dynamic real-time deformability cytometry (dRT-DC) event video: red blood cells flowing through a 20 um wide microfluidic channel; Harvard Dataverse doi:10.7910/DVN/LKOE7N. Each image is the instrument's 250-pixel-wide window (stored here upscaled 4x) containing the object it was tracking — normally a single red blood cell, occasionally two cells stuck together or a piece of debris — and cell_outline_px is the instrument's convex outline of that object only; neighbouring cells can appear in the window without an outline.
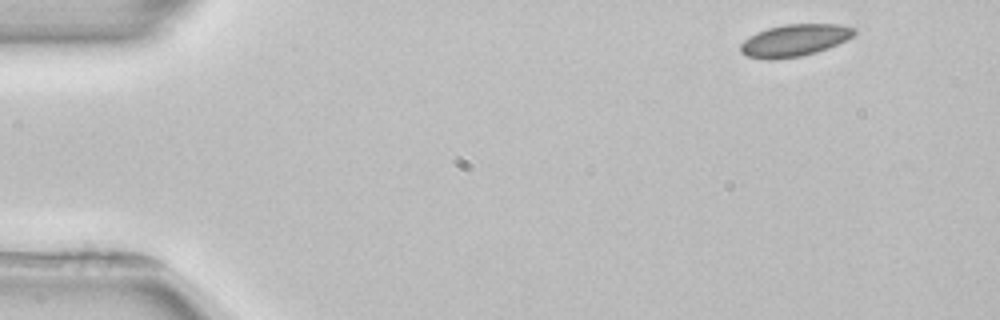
{"species": "common noctule bat (a hibernating species)", "species_latin": "Nyctalus noctula", "temperature_condition": "room temperature", "stored_images_in_passage": 4, "segment_of_instrument_passage": [1, 2], "camera_frame_rate_fps": 3000, "um_per_image_px": 0.085, "animal": {"sex": "female", "body_mass_g": 22.7, "forearm_length_mm": 54.2}, "frame": {"image": 1, "passage_image": 1, "time_ms": 0.0, "image_size_px": [1000, 320], "cell_outline_px": [[856, 32], [852, 36], [828, 48], [816, 52], [800, 56], [772, 60], [768, 60], [748, 56], [740, 52], [740, 44], [748, 36], [756, 32], [768, 28], [784, 24], [840, 24], [856, 28]], "centroid_in_image_um": [67.5, 3.42], "position_along_channel_um": 17.5, "area_um2": 21.21}}